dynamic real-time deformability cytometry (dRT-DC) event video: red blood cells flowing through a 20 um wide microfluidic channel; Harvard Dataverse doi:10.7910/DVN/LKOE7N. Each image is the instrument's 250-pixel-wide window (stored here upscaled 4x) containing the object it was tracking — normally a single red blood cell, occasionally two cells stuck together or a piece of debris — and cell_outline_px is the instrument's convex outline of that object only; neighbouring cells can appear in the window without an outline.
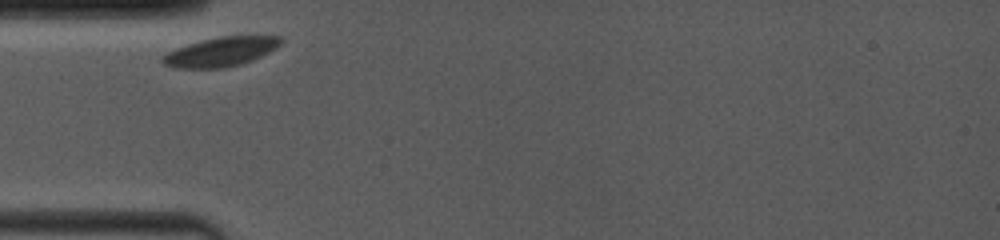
{"species": "common noctule bat (a hibernating species)", "species_latin": "Nyctalus noctula", "temperature_condition": "room temperature", "stored_images_in_passage": 6, "camera_frame_rate_fps": 4000, "um_per_image_px": 0.085, "animal": {"sex": "female", "body_mass_g": 19.0, "forearm_length_mm": 53.3}, "frame": {"image": 1, "passage_image": 1, "time_ms": 0.0, "image_size_px": [1000, 240], "cell_outline_px": [[284, 40], [276, 48], [252, 60], [240, 64], [224, 68], [176, 68], [164, 64], [160, 60], [160, 56], [176, 48], [200, 40], [220, 36], [280, 36]], "centroid_in_image_um": [18.74, 4.4], "position_along_channel_um": 66.3, "area_um2": 20.17}}
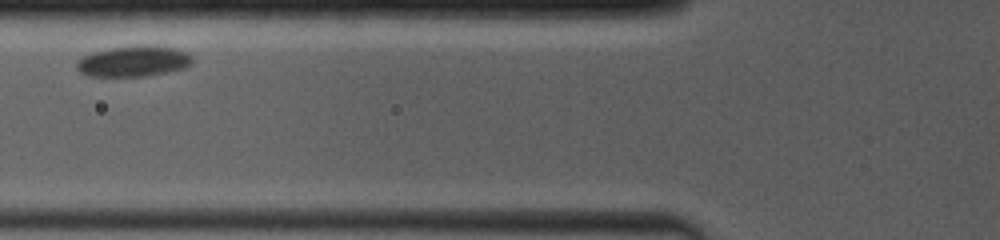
{"frame": {"image": 2, "passage_image": 3, "time_ms": 1.5, "image_size_px": [1000, 240], "cell_outline_px": [[192, 64], [188, 68], [168, 72], [144, 76], [88, 76], [80, 72], [76, 68], [76, 60], [92, 52], [112, 48], [144, 44], [176, 48], [188, 52], [192, 56]], "centroid_in_image_um": [11.39, 5.2], "position_along_channel_um": 114.4, "area_um2": 21.04}}
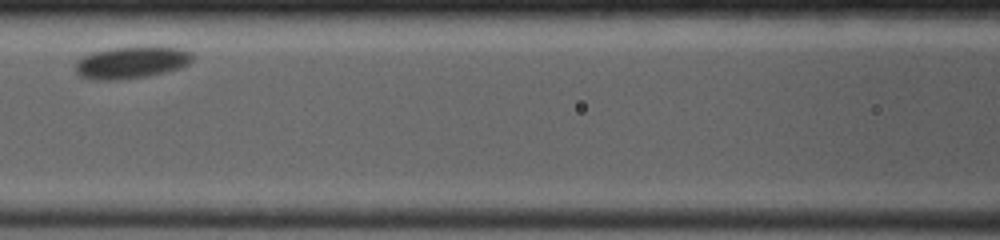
{"frame": {"image": 3, "passage_image": 5, "time_ms": 2.75, "image_size_px": [1000, 240], "cell_outline_px": [[192, 60], [188, 64], [180, 68], [148, 76], [120, 80], [92, 80], [80, 76], [76, 72], [76, 60], [92, 52], [112, 48], [156, 44], [180, 48], [192, 52]], "centroid_in_image_um": [11.2, 5.28], "position_along_channel_um": 155.4, "area_um2": 22.48}}